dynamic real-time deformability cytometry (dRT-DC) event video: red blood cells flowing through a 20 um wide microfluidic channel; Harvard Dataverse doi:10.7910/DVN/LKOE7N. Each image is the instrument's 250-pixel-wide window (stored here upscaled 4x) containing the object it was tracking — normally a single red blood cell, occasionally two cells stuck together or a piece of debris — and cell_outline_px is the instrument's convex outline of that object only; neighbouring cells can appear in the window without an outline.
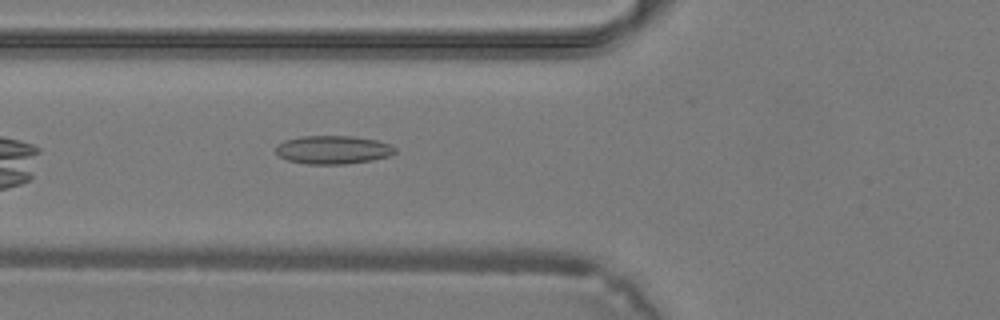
{"species": "common noctule bat (a hibernating species)", "species_latin": "Nyctalus noctula", "temperature_condition": "warm", "stored_images_in_passage": 25, "camera_frame_rate_fps": 3000, "um_per_image_px": 0.085, "animal": {"sex": "male", "body_mass_g": 19.2, "forearm_length_mm": 51.8}, "frame": {"image": 1, "passage_image": 4, "time_ms": 1.0, "image_size_px": [1000, 320], "cell_outline_px": [[396, 152], [388, 156], [372, 160], [344, 164], [308, 164], [288, 160], [280, 156], [276, 152], [276, 144], [284, 140], [300, 136], [352, 136], [376, 140], [392, 144], [396, 148]], "centroid_in_image_um": [28.31, 12.72], "position_along_channel_um": 97.5, "area_um2": 19.77}}
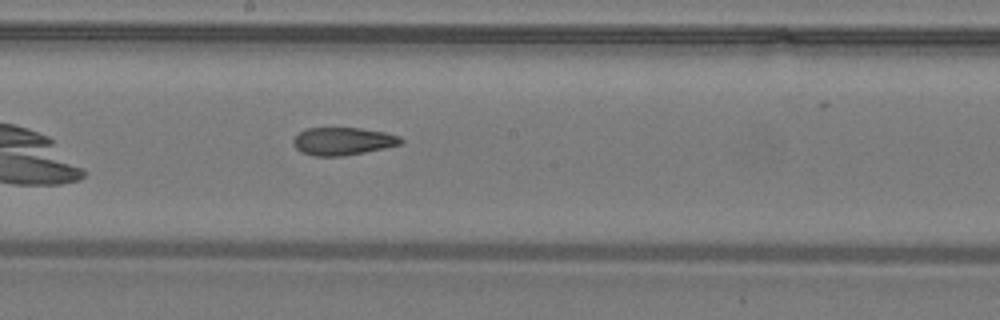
{"frame": {"image": 2, "passage_image": 11, "time_ms": 3.333, "image_size_px": [1000, 320], "cell_outline_px": [[404, 140], [400, 144], [384, 148], [344, 156], [312, 156], [300, 152], [292, 144], [292, 140], [300, 132], [308, 128], [360, 128], [384, 132], [400, 136]], "centroid_in_image_um": [29.12, 12.01], "position_along_channel_um": 219.1, "area_um2": 17.4}}
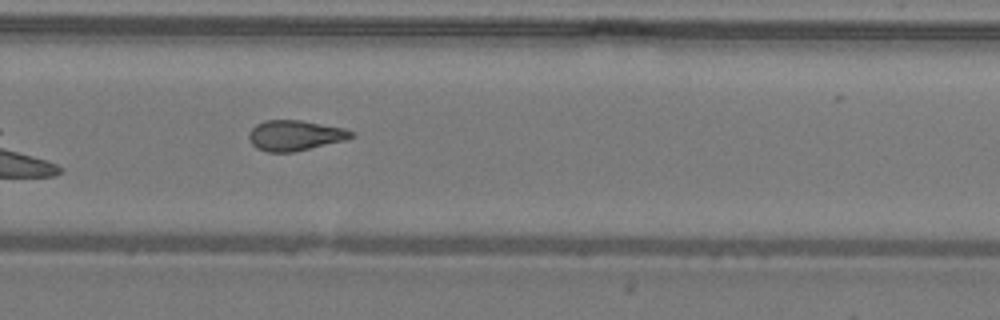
{"frame": {"image": 3, "passage_image": 16, "time_ms": 5.0, "image_size_px": [1000, 320], "cell_outline_px": [[356, 136], [348, 140], [292, 152], [268, 152], [256, 148], [252, 144], [248, 136], [248, 132], [256, 124], [264, 120], [300, 120], [344, 128], [352, 132]], "centroid_in_image_um": [25.08, 11.51], "position_along_channel_um": 304.7, "area_um2": 18.21}}